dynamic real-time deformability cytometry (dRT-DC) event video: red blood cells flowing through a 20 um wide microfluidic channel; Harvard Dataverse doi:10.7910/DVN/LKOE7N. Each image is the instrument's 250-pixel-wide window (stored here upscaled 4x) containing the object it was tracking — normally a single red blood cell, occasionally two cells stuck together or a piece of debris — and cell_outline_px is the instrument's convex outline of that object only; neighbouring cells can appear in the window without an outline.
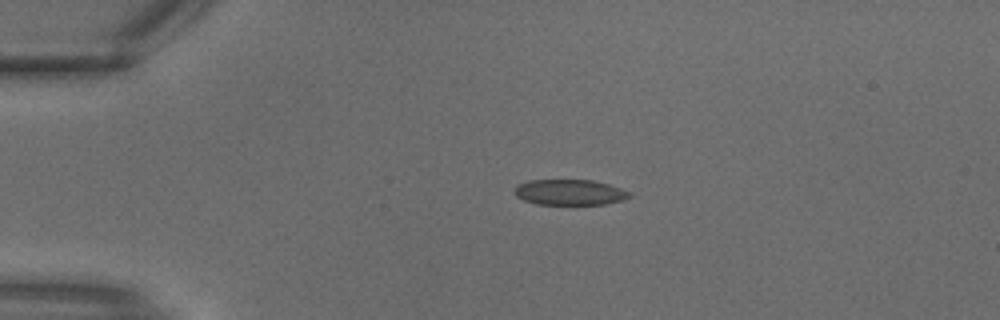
{"species": "common noctule bat (a hibernating species)", "species_latin": "Nyctalus noctula", "temperature_condition": "warm", "stored_images_in_passage": 11, "camera_frame_rate_fps": 3000, "um_per_image_px": 0.085, "animal": {"sex": "male", "body_mass_g": 18.8}, "frame": {"image": 1, "passage_image": 1, "time_ms": 0.0, "image_size_px": [1000, 320], "cell_outline_px": [[632, 196], [624, 200], [604, 204], [536, 204], [524, 200], [516, 196], [516, 188], [520, 184], [528, 180], [592, 180], [608, 184], [632, 192]], "centroid_in_image_um": [48.48, 16.34], "position_along_channel_um": 36.5, "area_um2": 17.05}}